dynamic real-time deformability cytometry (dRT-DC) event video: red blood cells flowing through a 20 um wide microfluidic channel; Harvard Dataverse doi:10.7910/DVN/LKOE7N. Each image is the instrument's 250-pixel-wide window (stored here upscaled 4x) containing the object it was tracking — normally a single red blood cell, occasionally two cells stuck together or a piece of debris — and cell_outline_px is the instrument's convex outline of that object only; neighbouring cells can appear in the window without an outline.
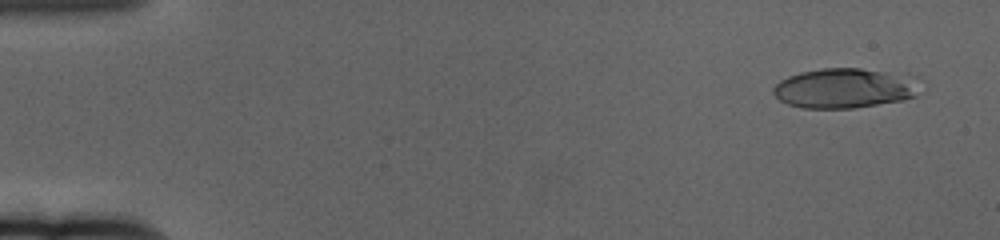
{"species": "human", "species_latin": "Homo sapiens", "temperature_condition": "cold", "stored_images_in_passage": 60, "camera_frame_rate_fps": 3000, "um_per_image_px": 0.085, "donor": {"sex": "female"}, "frame": {"image": 1, "passage_image": 3, "time_ms": 0.667, "image_size_px": [1000, 240], "cell_outline_px": [[928, 88], [916, 96], [904, 100], [852, 108], [800, 108], [788, 104], [780, 100], [772, 92], [772, 88], [780, 80], [788, 76], [800, 72], [824, 68], [860, 68], [908, 72], [924, 80]], "centroid_in_image_um": [72.01, 7.46], "position_along_channel_um": 13.0, "area_um2": 35.66}}
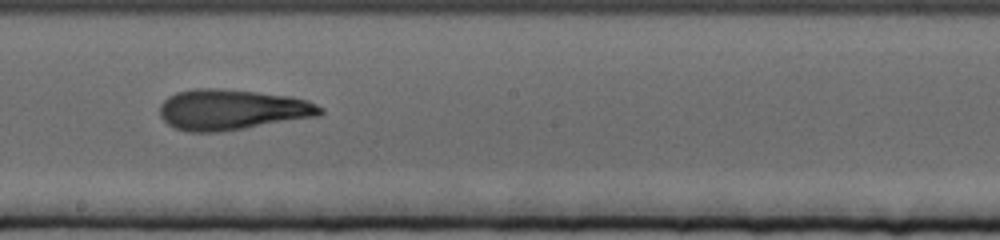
{"frame": {"image": 2, "passage_image": 34, "time_ms": 11.0, "image_size_px": [1000, 240], "cell_outline_px": [[324, 112], [320, 116], [220, 132], [188, 132], [172, 128], [160, 116], [160, 104], [168, 96], [176, 92], [196, 88], [216, 88], [256, 92], [288, 96], [308, 100], [324, 108]], "centroid_in_image_um": [19.71, 9.33], "position_along_channel_um": 228.5, "area_um2": 38.15}}
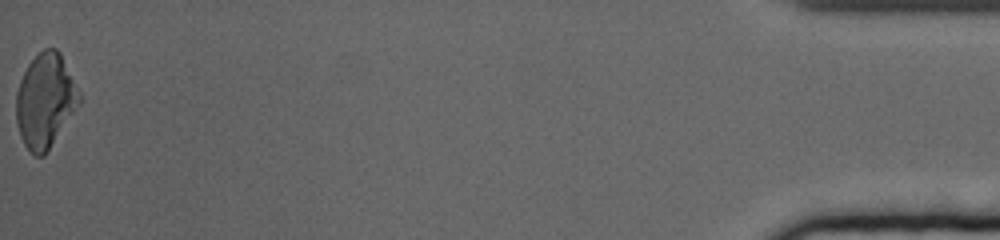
{"frame": {"image": 3, "passage_image": 60, "time_ms": 19.667, "image_size_px": [1000, 240], "cell_outline_px": [[80, 104], [44, 156], [36, 156], [24, 144], [20, 136], [16, 120], [16, 92], [20, 80], [28, 64], [44, 48], [56, 48], [60, 52], [80, 92]], "centroid_in_image_um": [3.85, 8.55], "position_along_channel_um": 431.4, "area_um2": 34.45}, "authors_computed_cell_mechanics": {"area_um2": 35.6048, "velocity_mm_per_s": 3.3907, "shape_relaxation_time_tau1_ms": 5.5307, "shape_relaxation_time_tau2_ms": 2.9, "deformation_change_tau1": 0.2426, "deformation_change_tau2": 0.1298}}